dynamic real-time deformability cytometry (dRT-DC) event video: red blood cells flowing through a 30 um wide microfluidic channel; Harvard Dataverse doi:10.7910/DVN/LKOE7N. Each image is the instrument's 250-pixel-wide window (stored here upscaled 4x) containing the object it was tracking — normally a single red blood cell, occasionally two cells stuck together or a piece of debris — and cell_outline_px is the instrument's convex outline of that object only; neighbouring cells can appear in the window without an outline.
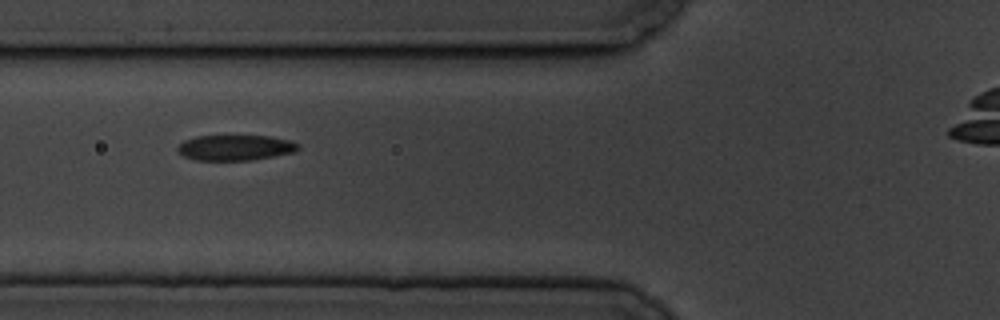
{"species": "common noctule bat (a hibernating species)", "species_latin": "Nyctalus noctula", "temperature_condition": "cold", "stored_images_in_passage": 7, "camera_frame_rate_fps": 3000, "um_per_image_px": 0.085, "animal": {"sex": "male", "body_mass_g": 19.5, "forearm_length_mm": 54.6}, "frame": {"image": 1, "passage_image": 4, "time_ms": 3.333, "image_size_px": [1000, 320], "cell_outline_px": [[300, 148], [296, 152], [252, 160], [196, 160], [184, 156], [176, 148], [184, 140], [196, 136], [272, 136], [292, 140], [300, 144]], "centroid_in_image_um": [20.07, 12.54], "position_along_channel_um": 105.7, "area_um2": 18.03}}
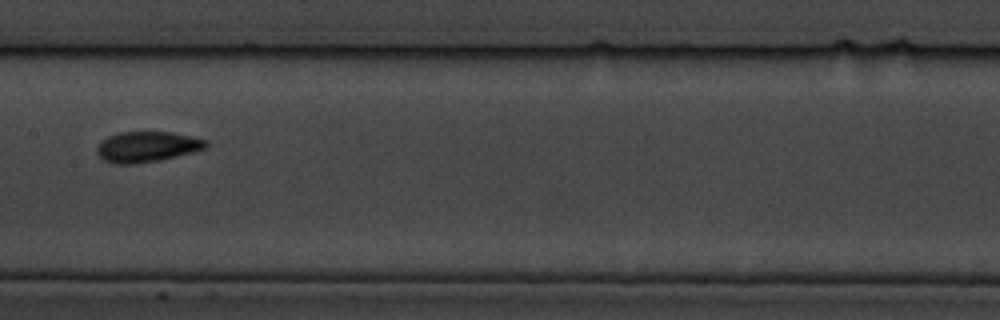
{"frame": {"image": 2, "passage_image": 6, "time_ms": 6.0, "image_size_px": [1000, 320], "cell_outline_px": [[208, 144], [204, 148], [192, 152], [160, 160], [136, 164], [116, 164], [104, 160], [96, 152], [96, 148], [100, 140], [108, 136], [120, 132], [172, 132], [208, 140]], "centroid_in_image_um": [12.46, 12.47], "position_along_channel_um": 194.9, "area_um2": 19.42}}
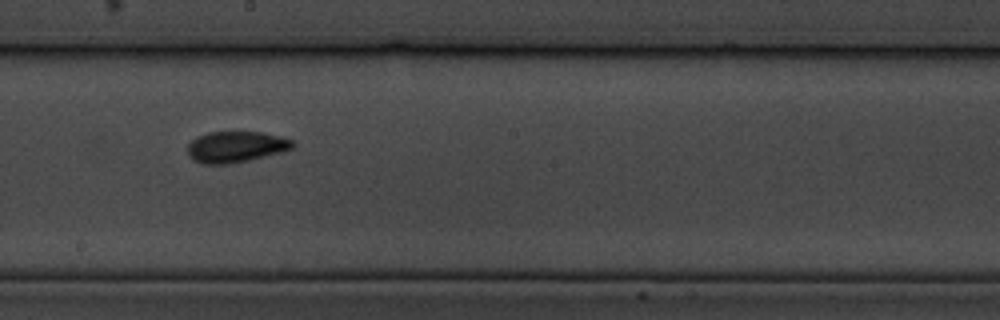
{"frame": {"image": 3, "passage_image": 7, "time_ms": 7.0, "image_size_px": [1000, 320], "cell_outline_px": [[296, 144], [292, 148], [280, 152], [248, 160], [228, 164], [200, 164], [192, 160], [188, 156], [188, 144], [196, 136], [208, 132], [264, 132], [280, 136], [292, 140]], "centroid_in_image_um": [20.01, 12.48], "position_along_channel_um": 228.2, "area_um2": 19.13}}